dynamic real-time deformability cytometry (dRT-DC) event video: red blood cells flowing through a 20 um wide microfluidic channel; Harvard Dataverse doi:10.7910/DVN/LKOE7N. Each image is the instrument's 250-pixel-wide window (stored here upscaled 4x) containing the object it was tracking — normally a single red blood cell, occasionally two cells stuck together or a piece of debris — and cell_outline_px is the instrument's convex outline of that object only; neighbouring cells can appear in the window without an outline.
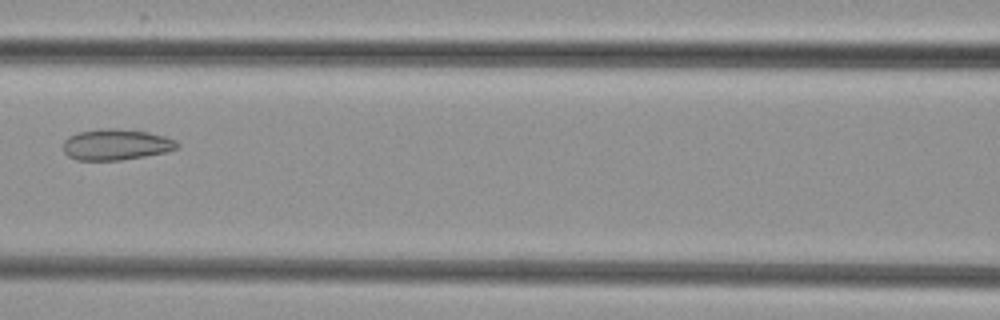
{"species": "common noctule bat (a hibernating species)", "species_latin": "Nyctalus noctula", "temperature_condition": "cold", "stored_images_in_passage": 3, "camera_frame_rate_fps": 3000, "um_per_image_px": 0.085, "animal": {"sex": "female", "body_mass_g": 29.2, "forearm_length_mm": 56.3}, "frame": {"image": 1, "passage_image": 3, "time_ms": 2.333, "image_size_px": [1000, 320], "cell_outline_px": [[180, 144], [176, 148], [168, 152], [120, 160], [76, 160], [68, 156], [64, 152], [64, 140], [68, 136], [76, 132], [100, 128], [136, 128], [164, 136], [176, 140]], "centroid_in_image_um": [9.88, 12.26], "position_along_channel_um": 156.7, "area_um2": 21.1}}